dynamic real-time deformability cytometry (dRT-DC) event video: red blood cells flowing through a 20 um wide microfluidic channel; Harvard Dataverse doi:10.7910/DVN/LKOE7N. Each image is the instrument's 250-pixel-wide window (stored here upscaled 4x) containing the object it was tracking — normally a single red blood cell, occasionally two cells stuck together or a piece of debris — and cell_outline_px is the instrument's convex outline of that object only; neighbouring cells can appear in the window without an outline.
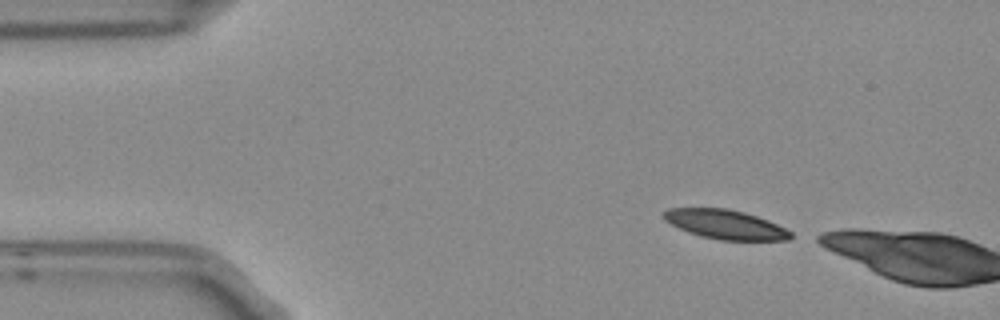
{"species": "Egyptian fruit bat (a non-hibernating species)", "species_latin": "Rousettus aegyptiacus", "temperature_condition": "room temperature", "stored_images_in_passage": 2, "camera_frame_rate_fps": 3000, "um_per_image_px": 0.085, "frame": {"image": 1, "passage_image": 1, "time_ms": 0.0, "image_size_px": [1000, 320], "cell_outline_px": [[792, 236], [788, 240], [720, 240], [700, 236], [688, 232], [664, 220], [664, 212], [668, 208], [728, 208], [744, 212], [768, 220], [792, 232]], "centroid_in_image_um": [61.66, 19.07], "position_along_channel_um": 23.3, "area_um2": 21.5}}